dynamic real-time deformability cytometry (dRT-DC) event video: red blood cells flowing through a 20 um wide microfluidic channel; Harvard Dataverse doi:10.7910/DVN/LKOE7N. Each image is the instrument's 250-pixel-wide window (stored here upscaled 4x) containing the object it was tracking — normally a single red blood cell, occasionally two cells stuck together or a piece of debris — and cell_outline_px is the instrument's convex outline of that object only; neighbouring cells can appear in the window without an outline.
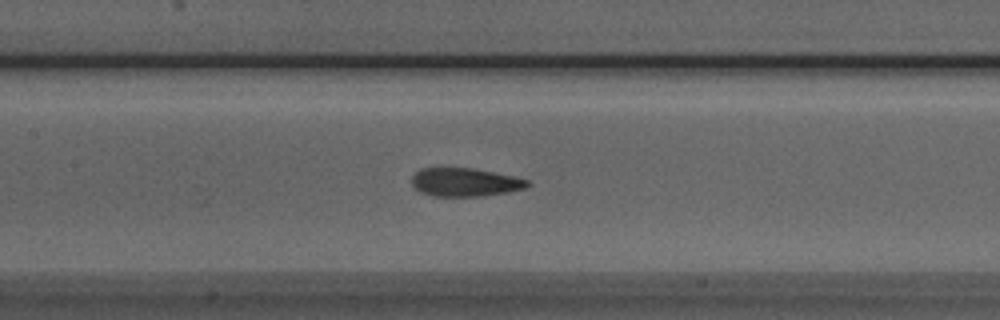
{"species": "Egyptian fruit bat (a non-hibernating species)", "species_latin": "Rousettus aegyptiacus", "temperature_condition": "room temperature", "stored_images_in_passage": 47, "camera_frame_rate_fps": 3000, "um_per_image_px": 0.085, "animal": {"sex": "male"}, "frame": {"image": 1, "passage_image": 18, "time_ms": 5.667, "image_size_px": [1000, 320], "cell_outline_px": [[532, 184], [524, 188], [508, 192], [484, 196], [432, 196], [420, 192], [412, 184], [412, 176], [420, 168], [472, 168], [512, 176], [528, 180]], "centroid_in_image_um": [39.51, 15.49], "position_along_channel_um": 167.9, "area_um2": 19.07}}
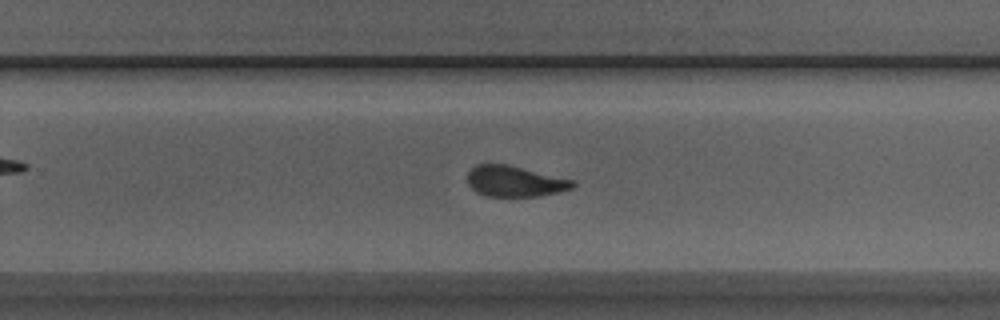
{"frame": {"image": 2, "passage_image": 27, "time_ms": 8.667, "image_size_px": [1000, 320], "cell_outline_px": [[576, 184], [572, 188], [540, 196], [484, 196], [476, 192], [468, 184], [468, 172], [476, 164], [508, 164], [572, 180]], "centroid_in_image_um": [43.72, 15.41], "position_along_channel_um": 286.1, "area_um2": 18.73}}
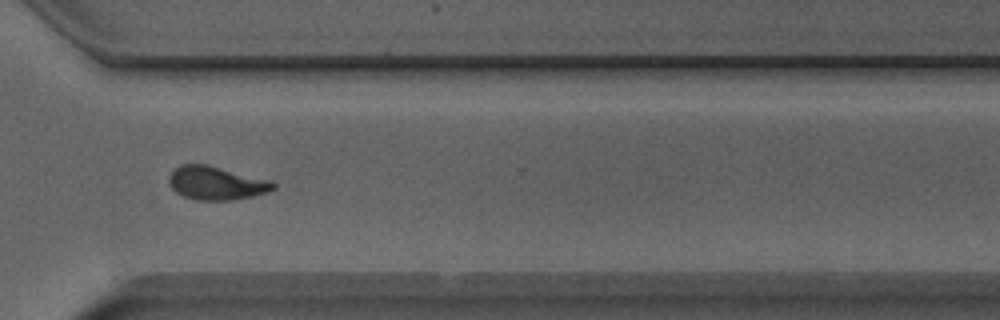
{"frame": {"image": 3, "passage_image": 32, "time_ms": 10.333, "image_size_px": [1000, 320], "cell_outline_px": [[276, 188], [268, 192], [252, 196], [232, 200], [196, 200], [184, 196], [176, 192], [172, 188], [168, 180], [168, 176], [180, 164], [208, 164], [272, 180], [276, 184]], "centroid_in_image_um": [18.41, 15.55], "position_along_channel_um": 352.2, "area_um2": 20.52}, "authors_computed_cell_mechanics": {"area_um2": 20.0566, "velocity_mm_per_s": 3.9538, "shape_relaxation_time_tau1_ms": 4.2506, "shape_relaxation_time_tau2_ms": 1.3239, "deformation_change_tau1": 0.1716, "deformation_change_tau2": 0.093}}